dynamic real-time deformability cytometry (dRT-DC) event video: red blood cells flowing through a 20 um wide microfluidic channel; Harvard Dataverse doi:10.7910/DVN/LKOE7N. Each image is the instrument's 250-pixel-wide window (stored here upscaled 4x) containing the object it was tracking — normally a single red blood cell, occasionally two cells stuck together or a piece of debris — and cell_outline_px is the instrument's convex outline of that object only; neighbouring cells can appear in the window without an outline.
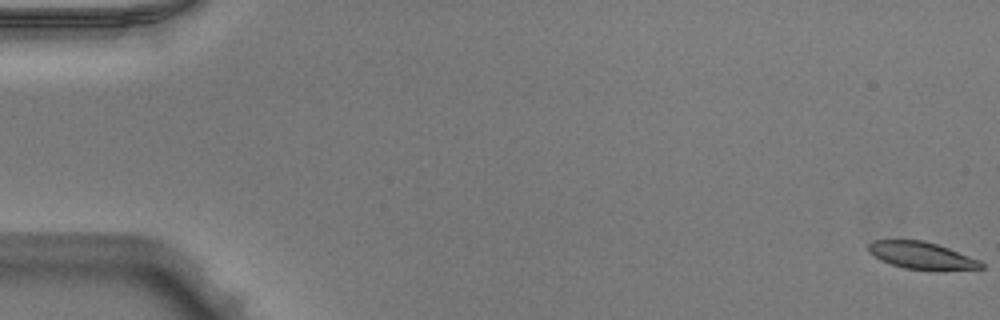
{"species": "Egyptian fruit bat (a non-hibernating species)", "species_latin": "Rousettus aegyptiacus", "temperature_condition": "warm", "stored_images_in_passage": 15, "camera_frame_rate_fps": 3000, "um_per_image_px": 0.085, "animal": {"sex": "male"}, "frame": {"image": 1, "passage_image": 1, "time_ms": 0.0, "image_size_px": [1000, 320], "cell_outline_px": [[984, 268], [904, 268], [880, 260], [868, 252], [868, 244], [872, 240], [924, 240], [948, 248], [980, 260], [984, 264]], "centroid_in_image_um": [78.26, 21.67], "position_along_channel_um": 6.7, "area_um2": 17.11}}
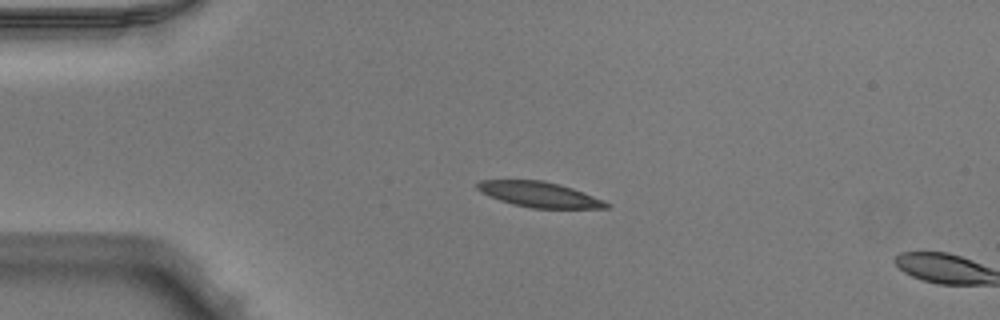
{"frame": {"image": 2, "passage_image": 13, "time_ms": 4.0, "image_size_px": [1000, 320], "cell_outline_px": [[612, 204], [608, 208], [532, 208], [512, 204], [488, 196], [480, 192], [476, 188], [476, 184], [480, 180], [544, 180], [560, 184], [572, 188], [604, 200]], "centroid_in_image_um": [45.83, 16.53], "position_along_channel_um": 39.2, "area_um2": 19.13}}